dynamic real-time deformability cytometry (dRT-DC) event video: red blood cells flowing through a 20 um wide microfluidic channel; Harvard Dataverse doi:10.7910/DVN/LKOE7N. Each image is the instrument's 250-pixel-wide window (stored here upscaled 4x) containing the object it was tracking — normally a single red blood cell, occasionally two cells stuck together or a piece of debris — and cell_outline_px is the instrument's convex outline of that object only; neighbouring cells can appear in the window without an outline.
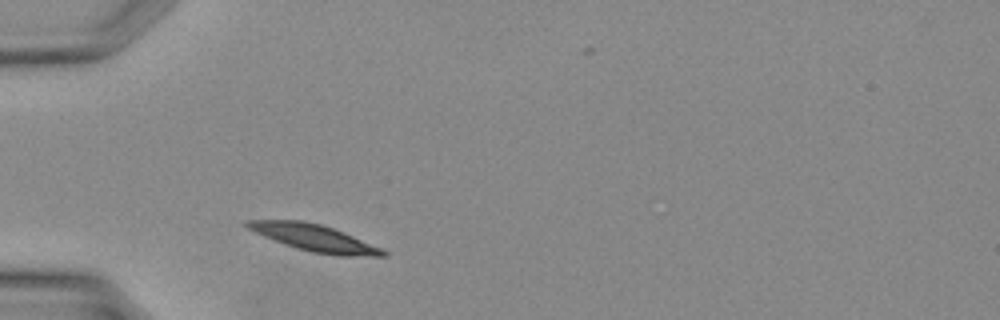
{"species": "Egyptian fruit bat (a non-hibernating species)", "species_latin": "Rousettus aegyptiacus", "temperature_condition": "warm", "stored_images_in_passage": 21, "camera_frame_rate_fps": 3000, "um_per_image_px": 0.085, "animal": {"sex": "female"}, "frame": {"image": 1, "passage_image": 1, "time_ms": 0.0, "image_size_px": [1000, 320], "cell_outline_px": [[388, 256], [336, 256], [312, 252], [296, 248], [284, 244], [264, 236], [248, 228], [244, 224], [244, 220], [304, 220], [320, 224], [344, 232], [384, 248], [388, 252]], "centroid_in_image_um": [26.78, 20.23], "position_along_channel_um": 58.2, "area_um2": 21.33}}
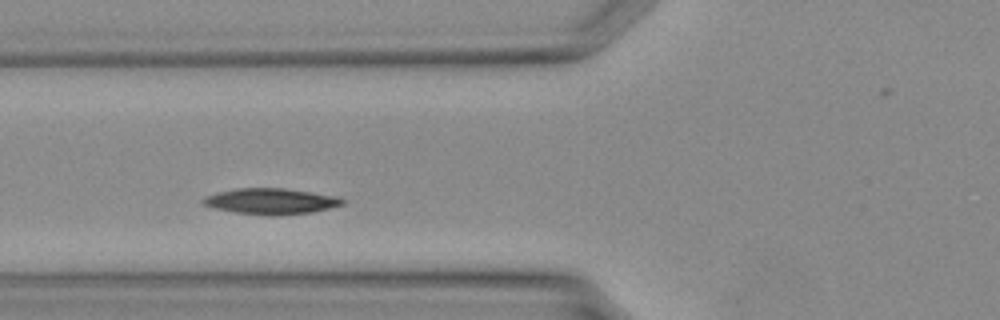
{"frame": {"image": 2, "passage_image": 4, "time_ms": 1.0, "image_size_px": [1000, 320], "cell_outline_px": [[348, 200], [344, 204], [312, 212], [280, 216], [272, 216], [236, 212], [212, 208], [204, 204], [200, 200], [204, 196], [216, 192], [236, 188], [284, 188], [340, 196]], "centroid_in_image_um": [23.05, 17.1], "position_along_channel_um": 102.7, "area_um2": 21.39}}
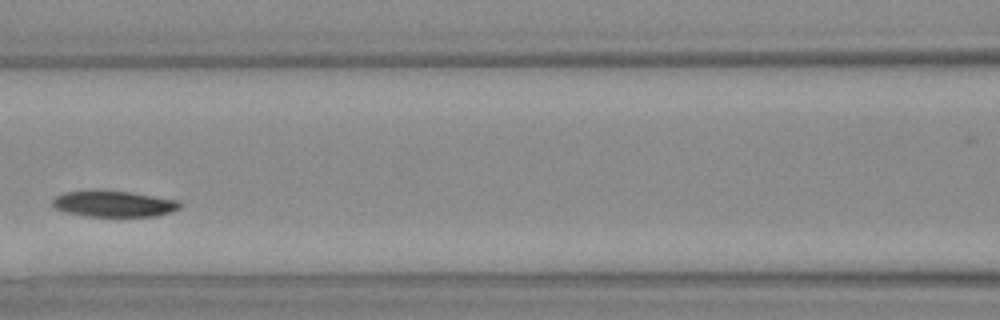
{"frame": {"image": 3, "passage_image": 7, "time_ms": 2.0, "image_size_px": [1000, 320], "cell_outline_px": [[180, 208], [156, 216], [84, 216], [64, 212], [52, 208], [52, 200], [56, 196], [64, 192], [128, 192], [180, 200]], "centroid_in_image_um": [9.64, 17.35], "position_along_channel_um": 157.0, "area_um2": 18.9}}